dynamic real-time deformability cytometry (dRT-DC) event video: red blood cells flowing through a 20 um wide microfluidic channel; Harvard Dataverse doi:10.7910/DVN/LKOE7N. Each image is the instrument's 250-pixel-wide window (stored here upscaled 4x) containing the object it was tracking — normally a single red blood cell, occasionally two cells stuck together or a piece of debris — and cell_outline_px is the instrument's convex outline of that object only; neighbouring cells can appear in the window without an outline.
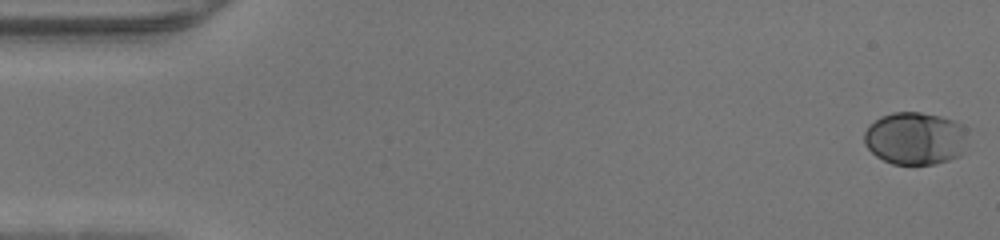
{"species": "human", "species_latin": "Homo sapiens", "temperature_condition": "warm", "stored_images_in_passage": 47, "camera_frame_rate_fps": 3000, "um_per_image_px": 0.085, "donor": {"sex": "male"}, "frame": {"image": 1, "passage_image": 1, "time_ms": 0.0, "image_size_px": [1000, 240], "cell_outline_px": [[972, 128], [960, 156], [936, 164], [892, 164], [876, 156], [864, 144], [864, 132], [868, 124], [880, 116], [892, 112], [920, 112], [940, 116], [952, 120]], "centroid_in_image_um": [77.83, 11.74], "position_along_channel_um": 7.2, "area_um2": 32.43}}
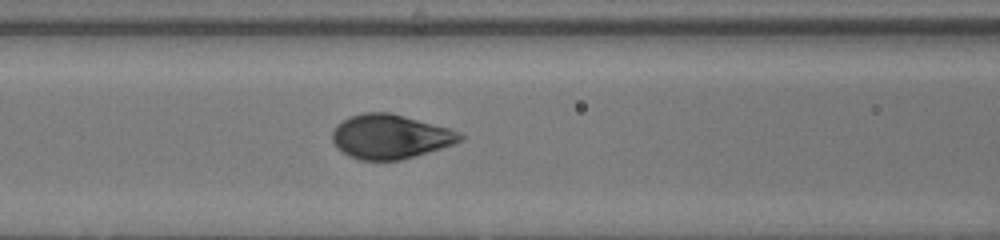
{"frame": {"image": 2, "passage_image": 20, "time_ms": 6.333, "image_size_px": [1000, 240], "cell_outline_px": [[464, 140], [416, 156], [400, 160], [360, 160], [348, 156], [336, 148], [332, 140], [332, 132], [336, 124], [348, 116], [364, 112], [392, 112], [452, 128], [460, 132], [464, 136]], "centroid_in_image_um": [33.16, 11.59], "position_along_channel_um": 133.4, "area_um2": 33.52}}
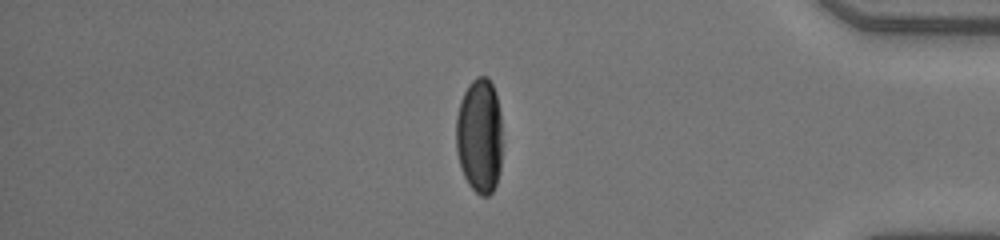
{"frame": {"image": 3, "passage_image": 40, "time_ms": 13.0, "image_size_px": [1000, 240], "cell_outline_px": [[500, 168], [496, 184], [492, 192], [488, 196], [480, 196], [468, 184], [464, 176], [456, 152], [456, 116], [460, 100], [468, 84], [476, 76], [488, 76], [496, 92], [500, 112]], "centroid_in_image_um": [40.73, 11.51], "position_along_channel_um": 394.5, "area_um2": 31.15}}